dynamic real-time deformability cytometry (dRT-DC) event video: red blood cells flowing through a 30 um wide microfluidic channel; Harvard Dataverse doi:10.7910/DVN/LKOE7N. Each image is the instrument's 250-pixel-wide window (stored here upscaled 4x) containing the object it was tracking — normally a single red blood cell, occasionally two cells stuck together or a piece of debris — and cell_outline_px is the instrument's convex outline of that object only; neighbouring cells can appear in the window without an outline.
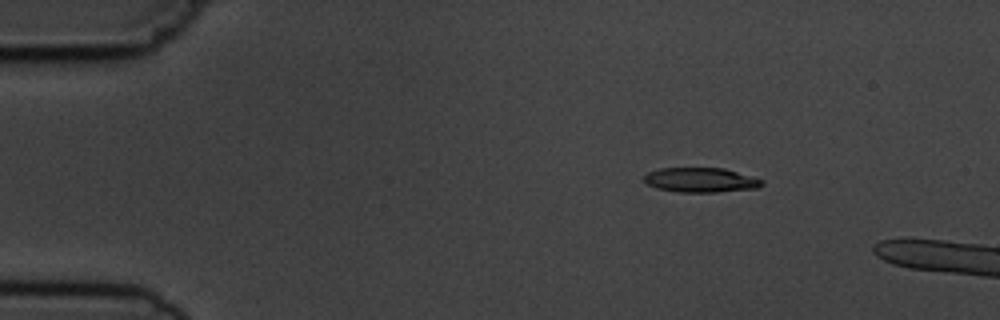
{"species": "common noctule bat (a hibernating species)", "species_latin": "Nyctalus noctula", "temperature_condition": "cold", "stored_images_in_passage": 4, "camera_frame_rate_fps": 3000, "um_per_image_px": 0.085, "animal": {"sex": "male", "body_mass_g": 19.5, "forearm_length_mm": 54.6}, "frame": {"image": 1, "passage_image": 2, "time_ms": 1.333, "image_size_px": [1000, 320], "cell_outline_px": [[764, 184], [756, 188], [716, 192], [676, 192], [656, 188], [648, 184], [644, 180], [644, 176], [648, 172], [660, 168], [724, 168], [752, 176], [764, 180]], "centroid_in_image_um": [59.57, 15.3], "position_along_channel_um": 25.4, "area_um2": 16.94}}